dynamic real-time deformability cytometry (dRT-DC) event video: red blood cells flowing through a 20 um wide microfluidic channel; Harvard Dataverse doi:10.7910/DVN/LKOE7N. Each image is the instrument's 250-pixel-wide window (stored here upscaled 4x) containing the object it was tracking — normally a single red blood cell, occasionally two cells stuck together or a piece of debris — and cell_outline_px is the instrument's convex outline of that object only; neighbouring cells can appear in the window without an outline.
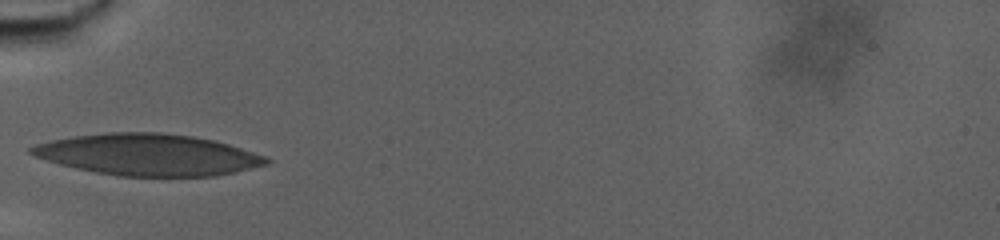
{"species": "human", "species_latin": "Homo sapiens", "temperature_condition": "warm", "stored_images_in_passage": 42, "camera_frame_rate_fps": 3000, "um_per_image_px": 0.085, "donor": {"sex": "male"}, "frame": {"image": 1, "passage_image": 1, "time_ms": 0.0, "image_size_px": [1000, 240], "cell_outline_px": [[272, 160], [268, 164], [236, 172], [216, 176], [120, 176], [96, 172], [76, 168], [60, 164], [36, 156], [28, 152], [28, 148], [36, 144], [52, 140], [76, 136], [108, 132], [160, 132], [192, 136], [212, 140], [228, 144], [268, 156]], "centroid_in_image_um": [12.64, 13.15], "position_along_channel_um": 72.4, "area_um2": 56.7}}
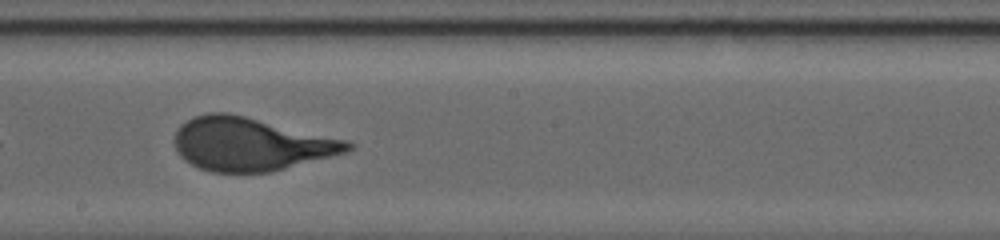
{"frame": {"image": 2, "passage_image": 20, "time_ms": 6.333, "image_size_px": [1000, 240], "cell_outline_px": [[356, 144], [348, 152], [272, 172], [212, 172], [200, 168], [184, 160], [180, 156], [176, 148], [176, 132], [180, 124], [192, 116], [208, 112], [228, 112], [348, 140]], "centroid_in_image_um": [21.33, 12.24], "position_along_channel_um": 226.9, "area_um2": 53.81}}
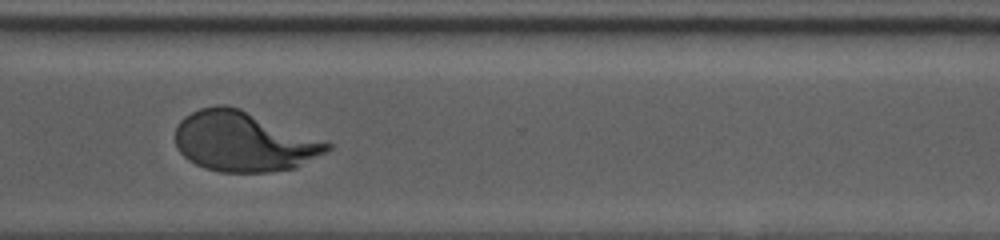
{"frame": {"image": 3, "passage_image": 35, "time_ms": 11.333, "image_size_px": [1000, 240], "cell_outline_px": [[332, 148], [296, 168], [272, 172], [220, 172], [204, 168], [188, 160], [180, 152], [176, 144], [176, 128], [180, 120], [184, 116], [200, 108], [216, 104], [224, 104], [240, 108], [332, 144]], "centroid_in_image_um": [20.68, 12.03], "position_along_channel_um": 349.9, "area_um2": 52.89}}